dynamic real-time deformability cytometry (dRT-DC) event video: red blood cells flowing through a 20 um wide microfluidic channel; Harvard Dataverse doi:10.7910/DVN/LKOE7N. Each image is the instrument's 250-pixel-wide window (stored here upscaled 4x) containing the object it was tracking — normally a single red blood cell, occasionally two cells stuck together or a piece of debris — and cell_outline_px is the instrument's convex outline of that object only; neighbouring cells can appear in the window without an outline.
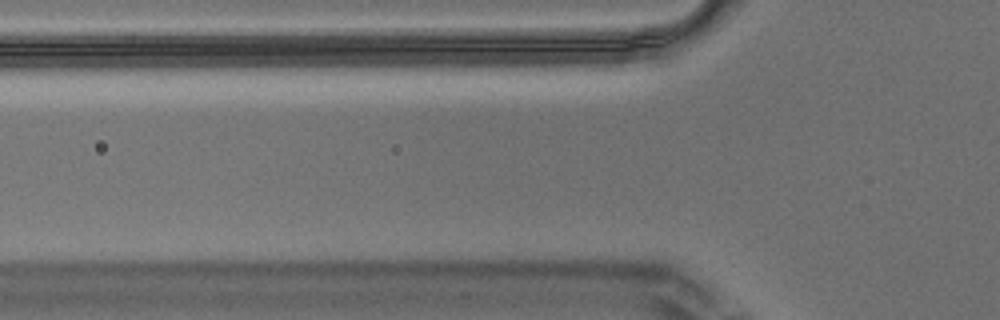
{"species": "Egyptian fruit bat (a non-hibernating species)", "species_latin": "Rousettus aegyptiacus", "temperature_condition": "warm", "stored_images_in_passage": 3, "camera_frame_rate_fps": 3000, "um_per_image_px": 0.085, "animal": {"sex": "male"}, "frame": {"image": 1, "passage_image": 3, "time_ms": 0.667, "image_size_px": [1000, 320], "cell_outline_px": [[532, 36], [504, 52], [348, 68], [344, 68], [324, 52], [324, 36]], "centroid_in_image_um": [34.97, 4.1], "position_along_channel_um": 90.8, "area_um2": 33.06}}